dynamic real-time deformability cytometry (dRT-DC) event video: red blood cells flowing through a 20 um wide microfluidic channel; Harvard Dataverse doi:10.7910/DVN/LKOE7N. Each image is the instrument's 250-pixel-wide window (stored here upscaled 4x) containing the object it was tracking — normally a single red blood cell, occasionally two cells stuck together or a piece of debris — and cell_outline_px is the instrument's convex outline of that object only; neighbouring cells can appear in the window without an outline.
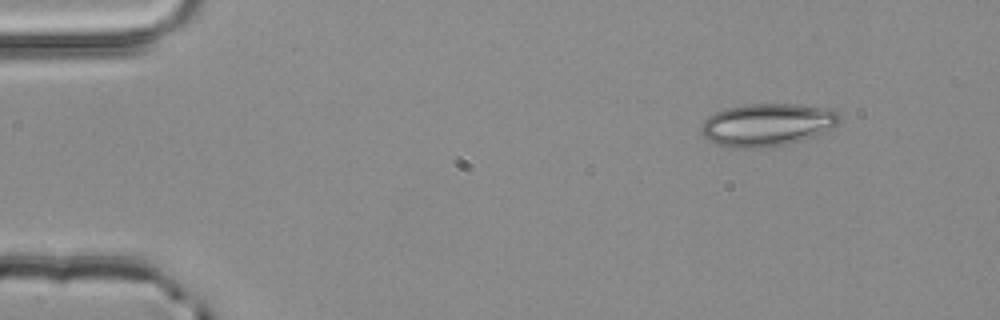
{"species": "common noctule bat (a hibernating species)", "species_latin": "Nyctalus noctula", "temperature_condition": "room temperature", "stored_images_in_passage": 4, "camera_frame_rate_fps": 3000, "um_per_image_px": 0.085, "animal": {"sex": "male", "body_mass_g": 20.4}, "frame": {"image": 1, "passage_image": 1, "time_ms": 0.0, "image_size_px": [1000, 320], "cell_outline_px": [[840, 120], [832, 128], [812, 136], [800, 140], [784, 144], [760, 148], [740, 148], [716, 144], [708, 140], [704, 136], [704, 120], [708, 116], [716, 112], [728, 108], [744, 104], [796, 104], [828, 108], [836, 112], [840, 116]], "centroid_in_image_um": [65.22, 10.59], "position_along_channel_um": 19.8, "area_um2": 33.81}}